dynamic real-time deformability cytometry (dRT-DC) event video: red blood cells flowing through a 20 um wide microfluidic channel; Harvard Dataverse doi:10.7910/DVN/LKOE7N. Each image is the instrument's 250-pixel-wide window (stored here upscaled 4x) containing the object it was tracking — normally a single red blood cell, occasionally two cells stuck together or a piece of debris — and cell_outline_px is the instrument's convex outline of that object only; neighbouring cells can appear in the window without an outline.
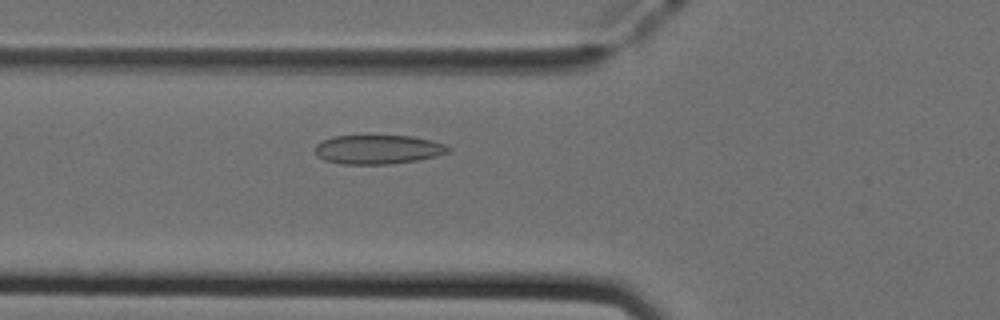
{"species": "Egyptian fruit bat (a non-hibernating species)", "species_latin": "Rousettus aegyptiacus", "temperature_condition": "cold", "stored_images_in_passage": 32, "camera_frame_rate_fps": 3000, "um_per_image_px": 0.085, "animal": {"sex": "female"}, "frame": {"image": 1, "passage_image": 3, "time_ms": 0.667, "image_size_px": [1000, 320], "cell_outline_px": [[452, 152], [436, 156], [416, 160], [388, 164], [340, 164], [324, 160], [316, 156], [316, 144], [332, 136], [412, 136], [432, 140], [444, 144], [452, 148]], "centroid_in_image_um": [32.15, 12.71], "position_along_channel_um": 93.6, "area_um2": 22.66}}
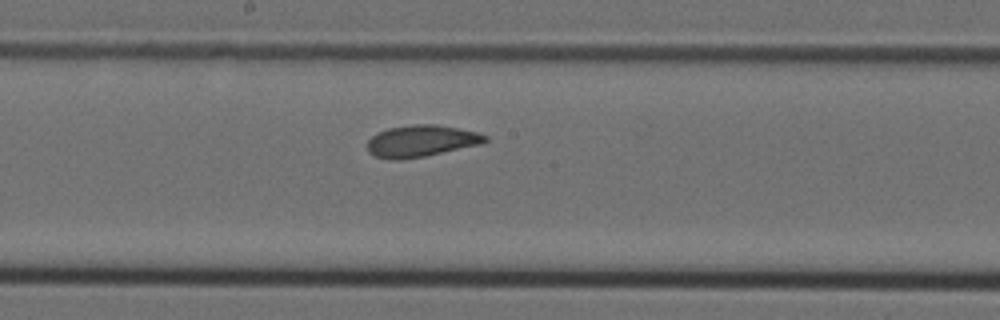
{"frame": {"image": 2, "passage_image": 12, "time_ms": 3.667, "image_size_px": [1000, 320], "cell_outline_px": [[488, 140], [480, 144], [424, 156], [400, 160], [392, 160], [376, 156], [368, 152], [368, 140], [372, 136], [388, 128], [412, 124], [436, 124], [476, 132], [488, 136]], "centroid_in_image_um": [35.78, 11.98], "position_along_channel_um": 212.4, "area_um2": 21.5}}
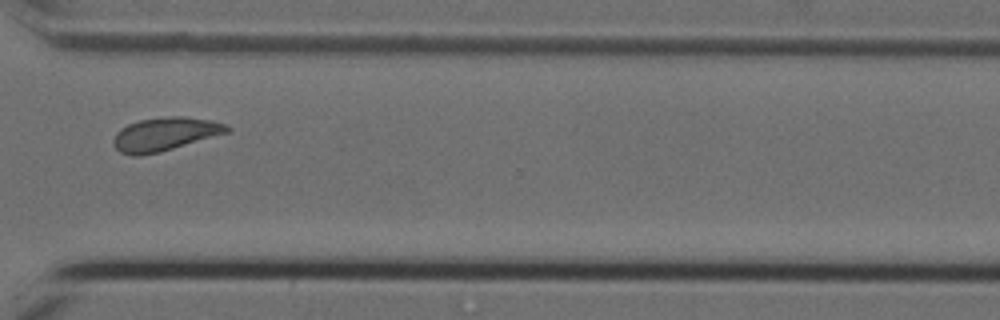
{"frame": {"image": 3, "passage_image": 23, "time_ms": 7.333, "image_size_px": [1000, 320], "cell_outline_px": [[232, 128], [228, 132], [160, 152], [140, 156], [132, 156], [120, 152], [116, 148], [112, 140], [116, 132], [120, 128], [128, 124], [140, 120], [164, 116], [184, 116], [212, 120], [228, 124]], "centroid_in_image_um": [14.01, 11.39], "position_along_channel_um": 356.6, "area_um2": 22.25}, "authors_computed_cell_mechanics": {"area_um2": 21.2126, "velocity_mm_per_s": 3.9358, "shape_relaxation_time_tau1_ms": 5.9248, "shape_relaxation_time_tau2_ms": 6.0699, "deformation_change_tau1": 0.1154, "deformation_change_tau2": 0.0782}}